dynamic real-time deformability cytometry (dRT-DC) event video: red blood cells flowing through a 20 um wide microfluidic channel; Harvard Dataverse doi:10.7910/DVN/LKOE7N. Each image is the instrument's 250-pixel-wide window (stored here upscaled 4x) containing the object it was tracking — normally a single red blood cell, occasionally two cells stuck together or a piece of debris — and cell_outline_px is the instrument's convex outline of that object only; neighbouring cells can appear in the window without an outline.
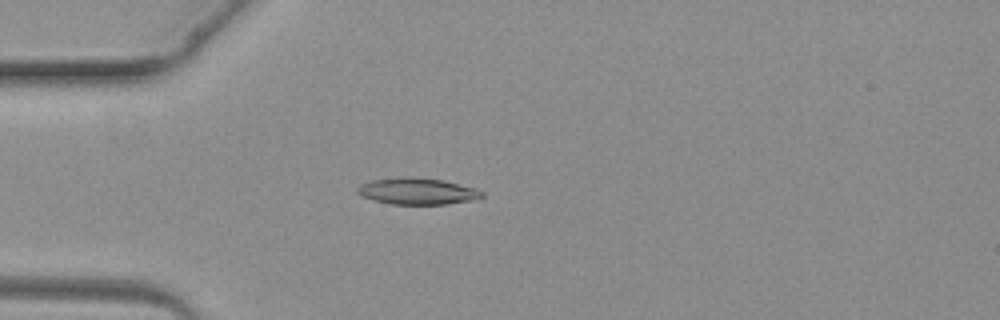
{"species": "common noctule bat (a hibernating species)", "species_latin": "Nyctalus noctula", "temperature_condition": "warm", "stored_images_in_passage": 3, "camera_frame_rate_fps": 3000, "um_per_image_px": 0.085, "animal": {"sex": "female", "body_mass_g": 19.3, "forearm_length_mm": 54.1}, "frame": {"image": 1, "passage_image": 3, "time_ms": 2.333, "image_size_px": [1000, 320], "cell_outline_px": [[484, 196], [476, 200], [448, 204], [392, 204], [372, 200], [360, 196], [356, 192], [356, 188], [360, 184], [372, 180], [408, 176], [444, 180], [476, 188], [484, 192]], "centroid_in_image_um": [35.48, 16.25], "position_along_channel_um": 49.5, "area_um2": 19.54}}